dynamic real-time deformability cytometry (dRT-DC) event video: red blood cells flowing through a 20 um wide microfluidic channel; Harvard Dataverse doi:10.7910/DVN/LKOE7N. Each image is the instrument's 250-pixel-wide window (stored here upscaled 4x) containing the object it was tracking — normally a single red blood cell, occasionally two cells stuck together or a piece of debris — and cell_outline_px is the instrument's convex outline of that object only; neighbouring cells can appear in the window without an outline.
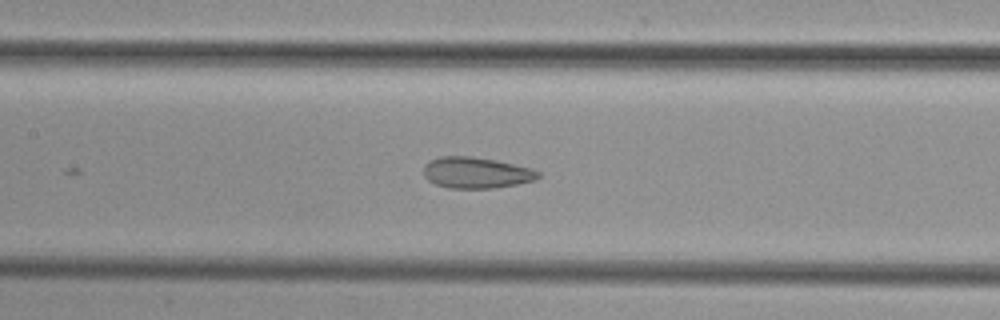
{"species": "common noctule bat (a hibernating species)", "species_latin": "Nyctalus noctula", "temperature_condition": "cold", "stored_images_in_passage": 26, "camera_frame_rate_fps": 3000, "um_per_image_px": 0.085, "animal": {"sex": "female", "body_mass_g": 29.2, "forearm_length_mm": 56.3}, "frame": {"image": 1, "passage_image": 22, "time_ms": 7.0, "image_size_px": [1000, 320], "cell_outline_px": [[540, 176], [536, 180], [516, 184], [492, 188], [448, 188], [436, 184], [428, 180], [424, 176], [424, 164], [428, 160], [440, 156], [472, 156], [496, 160], [532, 168], [540, 172]], "centroid_in_image_um": [40.47, 14.67], "position_along_channel_um": 166.9, "area_um2": 20.92}}
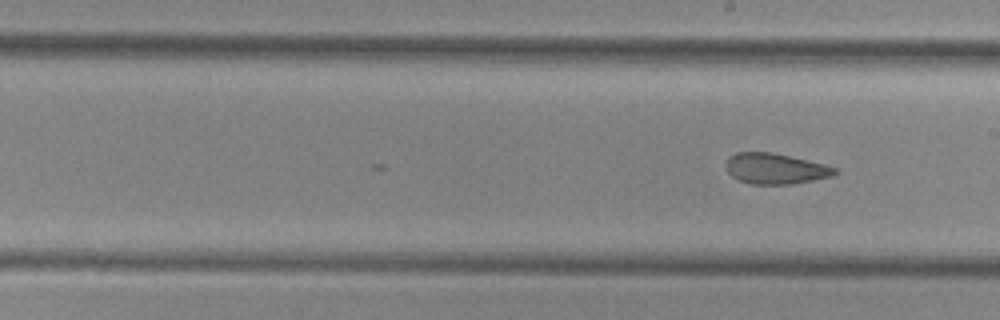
{"frame": {"image": 2, "passage_image": 26, "time_ms": 8.333, "image_size_px": [1000, 320], "cell_outline_px": [[840, 172], [832, 176], [792, 184], [752, 184], [740, 180], [732, 176], [728, 172], [724, 164], [728, 156], [736, 152], [772, 152], [824, 164], [836, 168]], "centroid_in_image_um": [65.88, 14.33], "position_along_channel_um": 223.1, "area_um2": 19.48}}